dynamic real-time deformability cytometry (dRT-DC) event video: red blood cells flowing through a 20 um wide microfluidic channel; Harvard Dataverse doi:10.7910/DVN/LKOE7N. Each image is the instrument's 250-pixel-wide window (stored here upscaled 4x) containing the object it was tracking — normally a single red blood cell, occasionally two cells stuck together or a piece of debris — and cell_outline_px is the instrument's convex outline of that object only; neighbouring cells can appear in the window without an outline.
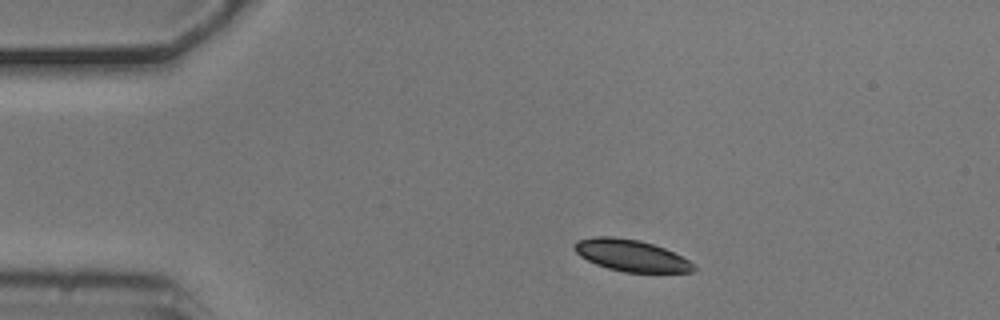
{"species": "common noctule bat (a hibernating species)", "species_latin": "Nyctalus noctula", "temperature_condition": "cold", "stored_images_in_passage": 8, "camera_frame_rate_fps": 3000, "um_per_image_px": 0.085, "animal": {"sex": "male", "body_mass_g": 20.5, "forearm_length_mm": 52.5}, "frame": {"image": 1, "passage_image": 1, "time_ms": 0.0, "image_size_px": [1000, 320], "cell_outline_px": [[696, 268], [692, 272], [624, 272], [608, 268], [596, 264], [580, 256], [572, 248], [576, 240], [596, 236], [612, 236], [640, 240], [664, 248], [688, 260]], "centroid_in_image_um": [53.59, 21.7], "position_along_channel_um": 31.4, "area_um2": 21.85}}
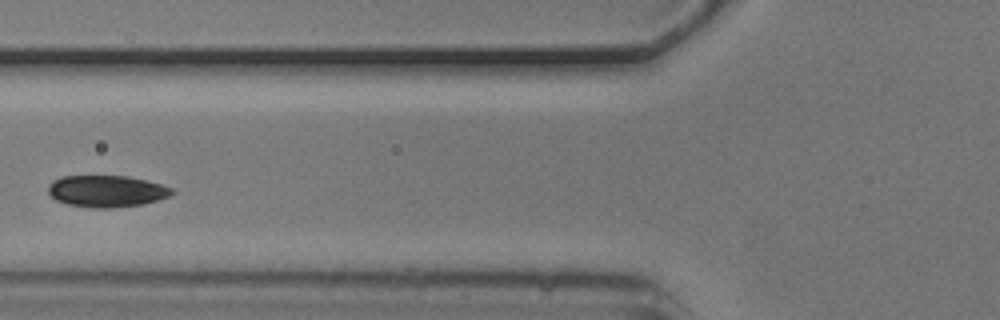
{"frame": {"image": 2, "passage_image": 4, "time_ms": 1.0, "image_size_px": [1000, 320], "cell_outline_px": [[176, 192], [168, 196], [156, 200], [140, 204], [112, 208], [96, 208], [68, 204], [56, 200], [48, 192], [48, 184], [52, 180], [64, 176], [128, 176], [160, 184], [172, 188]], "centroid_in_image_um": [9.03, 16.24], "position_along_channel_um": 116.8, "area_um2": 22.66}}
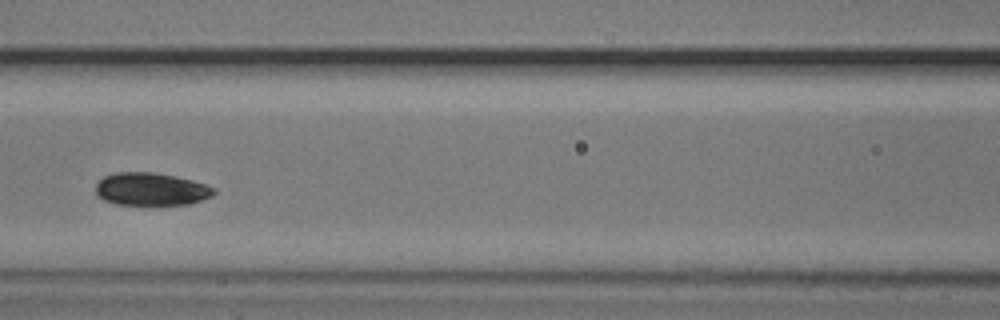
{"frame": {"image": 3, "passage_image": 5, "time_ms": 1.333, "image_size_px": [1000, 320], "cell_outline_px": [[216, 192], [212, 196], [188, 204], [116, 204], [104, 200], [96, 192], [96, 184], [104, 176], [116, 172], [152, 172], [176, 176], [192, 180], [216, 188]], "centroid_in_image_um": [12.85, 16.06], "position_along_channel_um": 153.8, "area_um2": 22.37}}